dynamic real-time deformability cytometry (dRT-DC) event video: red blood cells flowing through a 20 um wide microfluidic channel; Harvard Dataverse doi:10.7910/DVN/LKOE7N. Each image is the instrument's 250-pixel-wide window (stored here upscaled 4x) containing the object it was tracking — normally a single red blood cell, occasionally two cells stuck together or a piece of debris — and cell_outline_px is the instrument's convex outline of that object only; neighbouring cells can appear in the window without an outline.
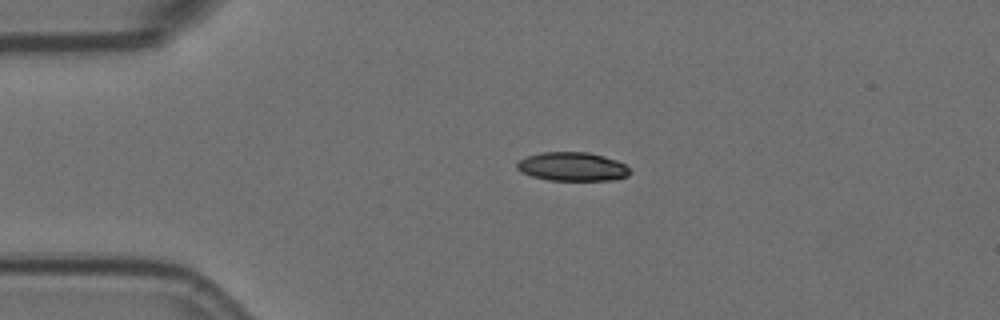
{"species": "Egyptian fruit bat (a non-hibernating species)", "species_latin": "Rousettus aegyptiacus", "temperature_condition": "room temperature", "stored_images_in_passage": 11, "camera_frame_rate_fps": 3000, "um_per_image_px": 0.085, "animal": {"sex": "female"}, "frame": {"image": 1, "passage_image": 1, "time_ms": 0.0, "image_size_px": [1000, 320], "cell_outline_px": [[632, 172], [628, 176], [616, 180], [548, 180], [532, 176], [520, 172], [516, 168], [516, 164], [520, 160], [528, 156], [540, 152], [588, 152], [604, 156], [616, 160], [624, 164]], "centroid_in_image_um": [48.66, 14.17], "position_along_channel_um": 36.3, "area_um2": 19.02}}
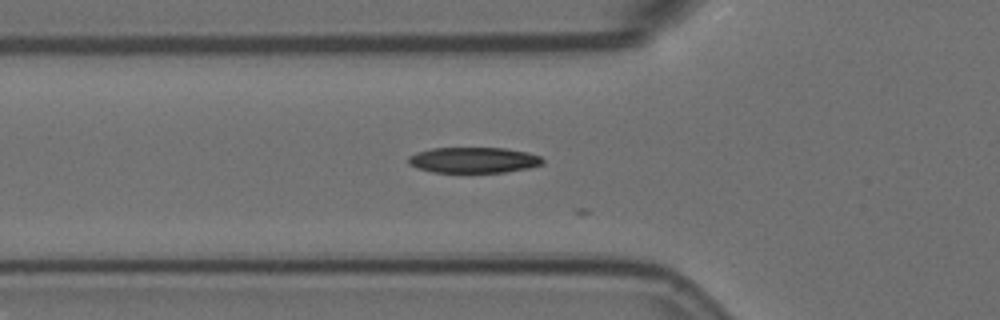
{"frame": {"image": 2, "passage_image": 8, "time_ms": 2.333, "image_size_px": [1000, 320], "cell_outline_px": [[544, 164], [528, 168], [508, 172], [432, 172], [416, 168], [408, 164], [408, 156], [416, 152], [432, 148], [504, 148], [528, 152], [540, 156], [544, 160]], "centroid_in_image_um": [40.25, 13.6], "position_along_channel_um": 85.6, "area_um2": 20.29}}